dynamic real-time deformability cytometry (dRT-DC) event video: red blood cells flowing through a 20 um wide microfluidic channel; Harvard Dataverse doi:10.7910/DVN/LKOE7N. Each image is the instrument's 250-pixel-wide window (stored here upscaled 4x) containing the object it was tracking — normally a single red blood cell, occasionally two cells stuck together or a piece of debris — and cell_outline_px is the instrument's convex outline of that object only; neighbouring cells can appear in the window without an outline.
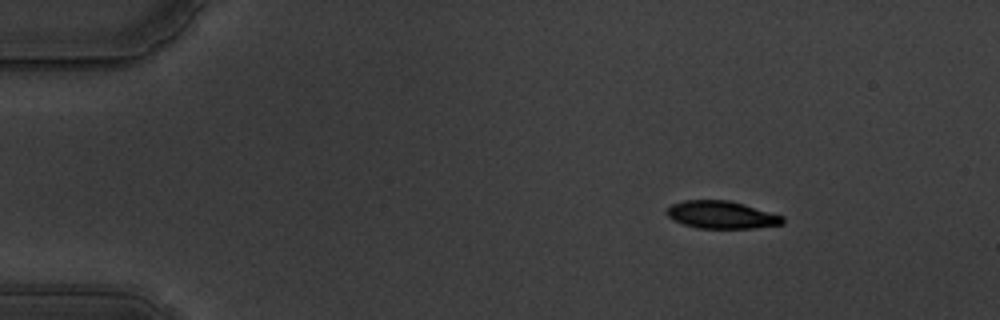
{"species": "common noctule bat (a hibernating species)", "species_latin": "Nyctalus noctula", "temperature_condition": "warm", "stored_images_in_passage": 57, "camera_frame_rate_fps": 3000, "um_per_image_px": 0.085, "animal": {"sex": "male", "body_mass_g": 19.5, "forearm_length_mm": 54.6}, "frame": {"image": 1, "passage_image": 8, "time_ms": 2.333, "image_size_px": [1000, 320], "cell_outline_px": [[784, 224], [756, 228], [696, 228], [684, 224], [668, 216], [664, 212], [672, 204], [684, 200], [728, 200], [744, 204], [784, 216]], "centroid_in_image_um": [61.35, 18.26], "position_along_channel_um": 23.6, "area_um2": 18.61}}
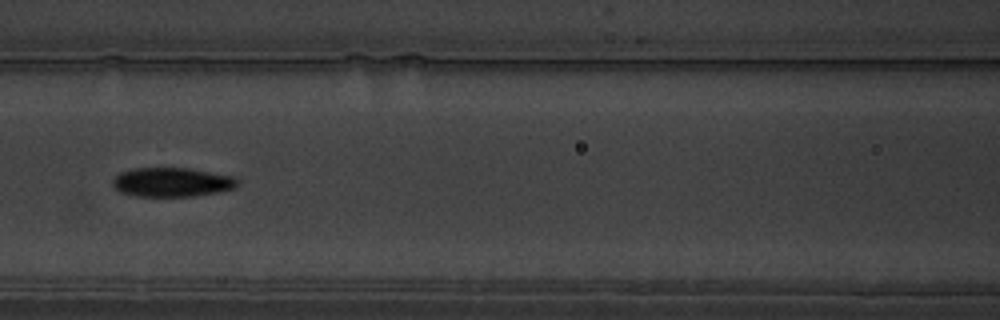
{"frame": {"image": 2, "passage_image": 26, "time_ms": 8.333, "image_size_px": [1000, 320], "cell_outline_px": [[240, 184], [236, 188], [216, 192], [192, 196], [136, 196], [120, 192], [112, 184], [112, 180], [120, 172], [136, 168], [188, 168], [232, 176], [240, 180]], "centroid_in_image_um": [14.63, 15.48], "position_along_channel_um": 152.0, "area_um2": 21.15}}
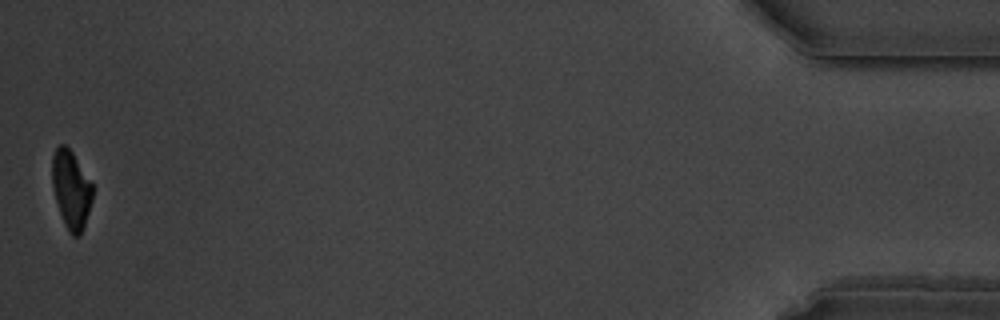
{"frame": {"image": 3, "passage_image": 57, "time_ms": 18.667, "image_size_px": [1000, 320], "cell_outline_px": [[92, 200], [80, 236], [72, 236], [68, 232], [64, 224], [52, 188], [52, 156], [56, 148], [60, 144], [64, 144], [72, 152], [92, 184]], "centroid_in_image_um": [6.02, 16.12], "position_along_channel_um": 429.2, "area_um2": 18.15}, "authors_computed_cell_mechanics": {"area_um2": 20.4612, "velocity_mm_per_s": 3.5325, "shape_relaxation_time_tau1_ms": 4.5739, "shape_relaxation_time_tau2_ms": 2.5317, "deformation_change_tau1": 0.1902, "deformation_change_tau2": 0.0893}}